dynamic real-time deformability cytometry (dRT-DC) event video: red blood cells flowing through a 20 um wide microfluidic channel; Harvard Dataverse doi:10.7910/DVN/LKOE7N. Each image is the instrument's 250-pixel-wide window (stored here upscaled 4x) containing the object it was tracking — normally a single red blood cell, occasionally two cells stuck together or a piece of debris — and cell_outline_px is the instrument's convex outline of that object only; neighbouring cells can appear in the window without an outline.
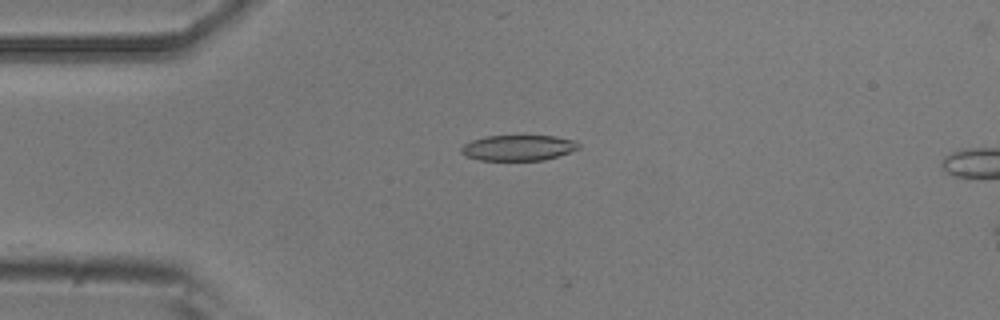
{"species": "common noctule bat (a hibernating species)", "species_latin": "Nyctalus noctula", "temperature_condition": "room temperature", "stored_images_in_passage": 4, "camera_frame_rate_fps": 3000, "um_per_image_px": 0.085, "animal": {"sex": "male", "body_mass_g": 20.5, "forearm_length_mm": 52.5}, "frame": {"image": 1, "passage_image": 2, "time_ms": 0.333, "image_size_px": [1000, 320], "cell_outline_px": [[580, 148], [544, 160], [480, 160], [468, 156], [460, 152], [460, 148], [464, 144], [472, 140], [484, 136], [556, 136], [576, 140], [580, 144]], "centroid_in_image_um": [44.06, 12.55], "position_along_channel_um": 40.9, "area_um2": 17.46}}